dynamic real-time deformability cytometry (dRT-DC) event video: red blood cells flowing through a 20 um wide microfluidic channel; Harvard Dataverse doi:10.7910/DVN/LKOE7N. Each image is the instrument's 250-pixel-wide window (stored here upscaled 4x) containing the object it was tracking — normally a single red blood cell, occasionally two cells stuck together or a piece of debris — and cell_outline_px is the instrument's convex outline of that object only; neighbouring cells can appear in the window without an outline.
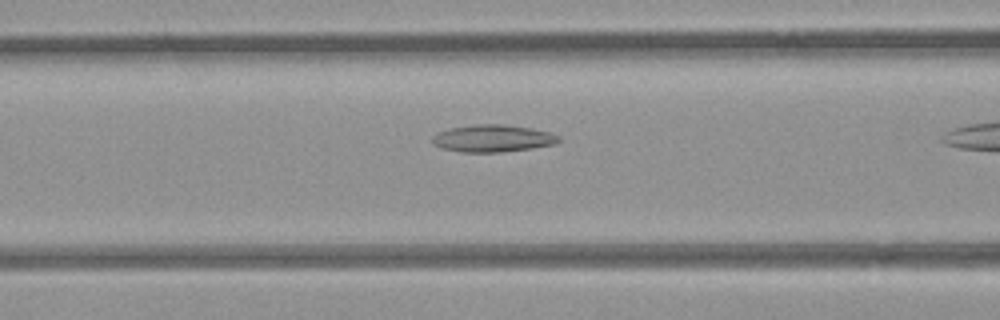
{"species": "common noctule bat (a hibernating species)", "species_latin": "Nyctalus noctula", "temperature_condition": "room temperature", "stored_images_in_passage": 8, "camera_frame_rate_fps": 3000, "um_per_image_px": 0.085, "animal": {"sex": "female", "body_mass_g": 21.9}, "frame": {"image": 1, "passage_image": 7, "time_ms": 2.0, "image_size_px": [1000, 320], "cell_outline_px": [[560, 140], [552, 144], [532, 148], [500, 152], [460, 152], [444, 148], [432, 144], [432, 136], [440, 132], [452, 128], [476, 124], [504, 124], [528, 128], [548, 132], [560, 136]], "centroid_in_image_um": [41.86, 11.76], "position_along_channel_um": 124.7, "area_um2": 19.71}}